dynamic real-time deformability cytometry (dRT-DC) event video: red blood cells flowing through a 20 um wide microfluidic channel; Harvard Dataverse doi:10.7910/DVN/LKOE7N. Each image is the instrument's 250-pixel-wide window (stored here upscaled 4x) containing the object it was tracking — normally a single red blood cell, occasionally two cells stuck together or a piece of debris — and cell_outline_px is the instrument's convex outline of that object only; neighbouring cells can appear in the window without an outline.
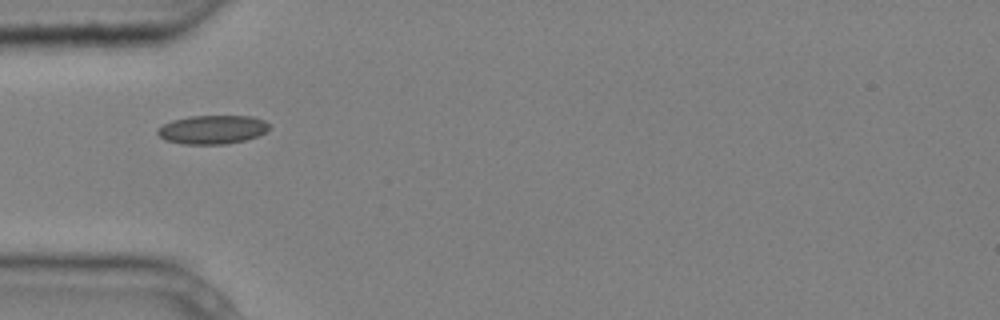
{"species": "common noctule bat (a hibernating species)", "species_latin": "Nyctalus noctula", "temperature_condition": "cold", "stored_images_in_passage": 3, "camera_frame_rate_fps": 3000, "um_per_image_px": 0.085, "animal": {"sex": "male", "body_mass_g": 20.4}, "frame": {"image": 1, "passage_image": 1, "time_ms": 0.0, "image_size_px": [1000, 320], "cell_outline_px": [[272, 124], [268, 132], [244, 140], [224, 144], [180, 144], [164, 140], [156, 132], [156, 128], [172, 120], [188, 116], [252, 116], [264, 120]], "centroid_in_image_um": [18.06, 11.01], "position_along_channel_um": 66.9, "area_um2": 18.96}}
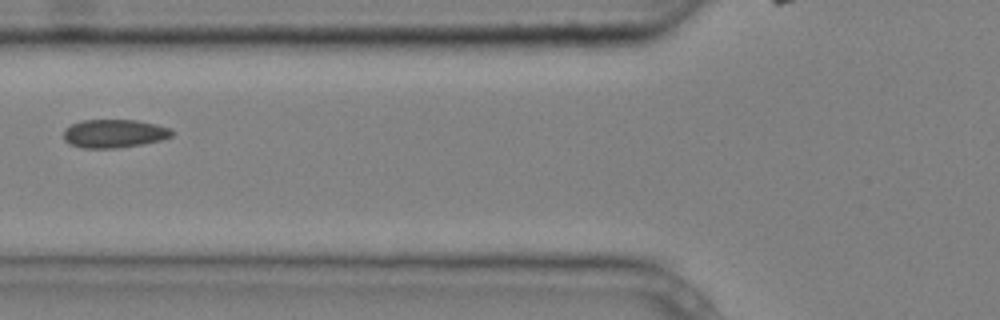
{"frame": {"image": 2, "passage_image": 2, "time_ms": 0.333, "image_size_px": [1000, 320], "cell_outline_px": [[176, 132], [172, 136], [160, 140], [140, 144], [116, 148], [80, 148], [64, 140], [64, 128], [72, 124], [84, 120], [136, 120], [156, 124], [172, 128]], "centroid_in_image_um": [9.73, 11.34], "position_along_channel_um": 116.1, "area_um2": 17.92}}